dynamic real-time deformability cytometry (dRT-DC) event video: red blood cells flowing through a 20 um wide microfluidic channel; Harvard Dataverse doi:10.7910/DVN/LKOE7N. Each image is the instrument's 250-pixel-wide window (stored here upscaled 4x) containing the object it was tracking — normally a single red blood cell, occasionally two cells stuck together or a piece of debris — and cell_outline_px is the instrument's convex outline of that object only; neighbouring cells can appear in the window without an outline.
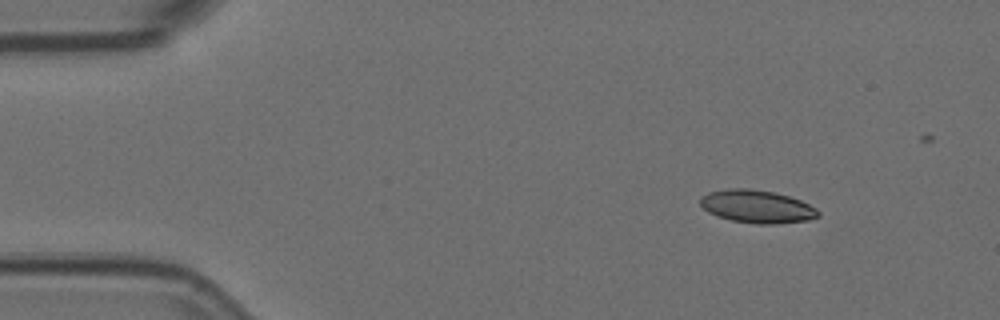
{"species": "Egyptian fruit bat (a non-hibernating species)", "species_latin": "Rousettus aegyptiacus", "temperature_condition": "room temperature", "stored_images_in_passage": 6, "camera_frame_rate_fps": 3000, "um_per_image_px": 0.085, "animal": {"sex": "female"}, "frame": {"image": 1, "passage_image": 2, "time_ms": 0.333, "image_size_px": [1000, 320], "cell_outline_px": [[820, 216], [808, 220], [776, 224], [756, 224], [732, 220], [716, 216], [708, 212], [700, 204], [700, 196], [708, 192], [728, 188], [748, 188], [772, 192], [788, 196], [800, 200], [816, 208], [820, 212]], "centroid_in_image_um": [64.33, 17.55], "position_along_channel_um": 20.7, "area_um2": 22.66}}
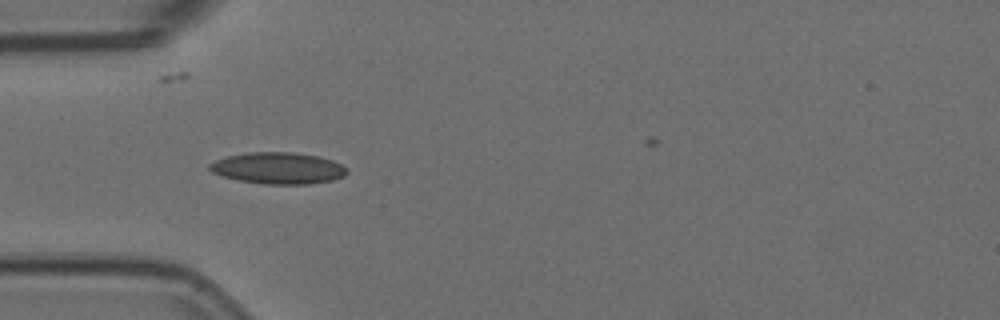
{"frame": {"image": 2, "passage_image": 5, "time_ms": 1.333, "image_size_px": [1000, 320], "cell_outline_px": [[348, 172], [344, 176], [332, 180], [312, 184], [264, 184], [240, 180], [224, 176], [212, 172], [208, 168], [208, 164], [216, 160], [228, 156], [248, 152], [292, 152], [320, 156], [332, 160], [348, 168]], "centroid_in_image_um": [23.67, 14.29], "position_along_channel_um": 61.3, "area_um2": 25.26}}
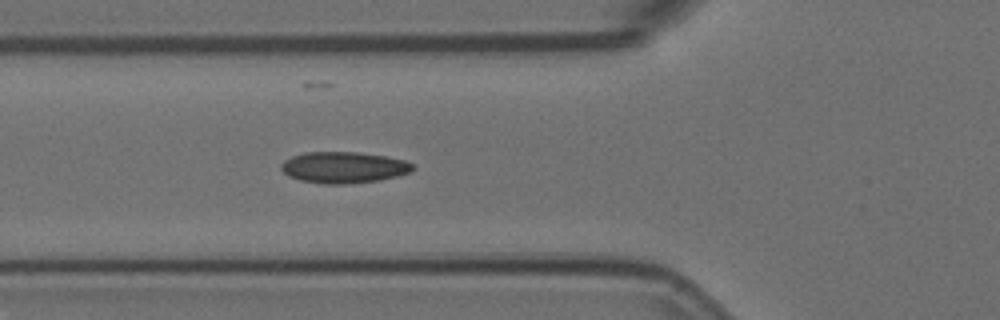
{"frame": {"image": 3, "passage_image": 6, "time_ms": 1.667, "image_size_px": [1000, 320], "cell_outline_px": [[416, 168], [412, 172], [380, 180], [348, 184], [324, 184], [300, 180], [288, 176], [280, 168], [280, 164], [284, 160], [292, 156], [304, 152], [356, 152], [384, 156], [404, 160], [412, 164]], "centroid_in_image_um": [29.2, 14.23], "position_along_channel_um": 96.6, "area_um2": 24.1}}